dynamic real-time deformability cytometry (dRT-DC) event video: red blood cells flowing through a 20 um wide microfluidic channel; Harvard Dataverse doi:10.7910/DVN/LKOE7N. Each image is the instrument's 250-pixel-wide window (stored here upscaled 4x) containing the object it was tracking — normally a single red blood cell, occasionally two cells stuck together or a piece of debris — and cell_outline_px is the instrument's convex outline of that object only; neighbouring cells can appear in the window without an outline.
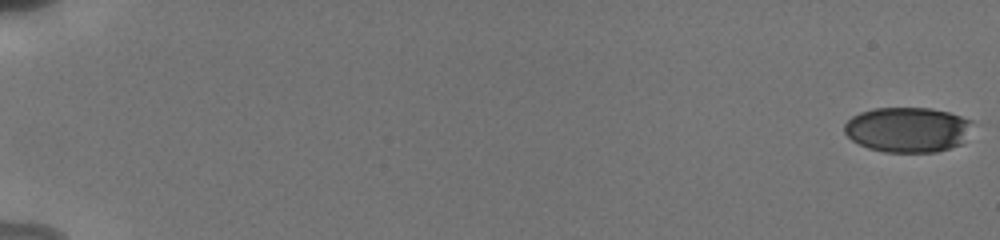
{"species": "human", "species_latin": "Homo sapiens", "temperature_condition": "cold", "stored_images_in_passage": 14, "camera_frame_rate_fps": 3000, "um_per_image_px": 0.085, "donor": {"sex": "male"}, "frame": {"image": 1, "passage_image": 1, "time_ms": 0.0, "image_size_px": [1000, 240], "cell_outline_px": [[972, 120], [964, 144], [936, 152], [884, 152], [868, 148], [852, 140], [844, 132], [844, 124], [852, 116], [860, 112], [872, 108], [932, 108], [948, 112]], "centroid_in_image_um": [77.15, 11.02], "position_along_channel_um": 7.9, "area_um2": 33.81}}
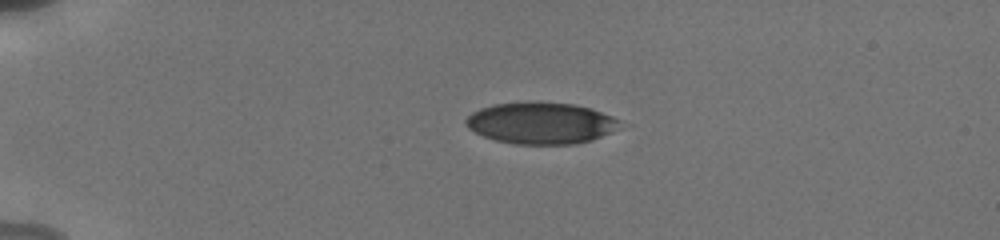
{"frame": {"image": 2, "passage_image": 7, "time_ms": 4.667, "image_size_px": [1000, 240], "cell_outline_px": [[632, 124], [624, 128], [592, 140], [576, 144], [512, 144], [496, 140], [484, 136], [468, 128], [464, 124], [464, 120], [472, 112], [480, 108], [492, 104], [528, 100], [540, 100], [572, 104], [592, 108]], "centroid_in_image_um": [46.07, 10.44], "position_along_channel_um": 38.9, "area_um2": 38.67}}
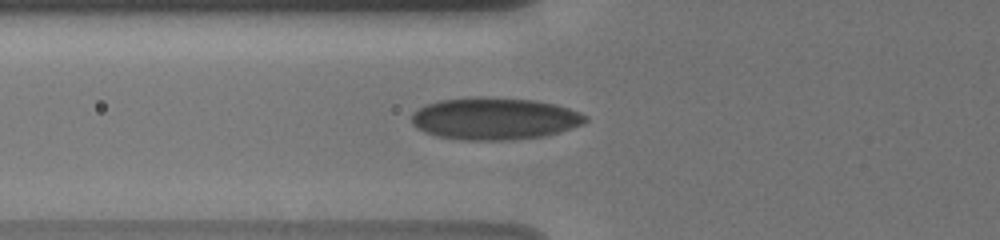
{"frame": {"image": 3, "passage_image": 14, "time_ms": 7.333, "image_size_px": [1000, 240], "cell_outline_px": [[588, 120], [584, 124], [560, 132], [544, 136], [504, 140], [464, 140], [436, 136], [424, 132], [416, 128], [412, 124], [412, 112], [428, 104], [440, 100], [476, 96], [484, 96], [536, 100], [556, 104], [580, 112], [588, 116]], "centroid_in_image_um": [42.05, 10.07], "position_along_channel_um": 83.7, "area_um2": 43.0}}